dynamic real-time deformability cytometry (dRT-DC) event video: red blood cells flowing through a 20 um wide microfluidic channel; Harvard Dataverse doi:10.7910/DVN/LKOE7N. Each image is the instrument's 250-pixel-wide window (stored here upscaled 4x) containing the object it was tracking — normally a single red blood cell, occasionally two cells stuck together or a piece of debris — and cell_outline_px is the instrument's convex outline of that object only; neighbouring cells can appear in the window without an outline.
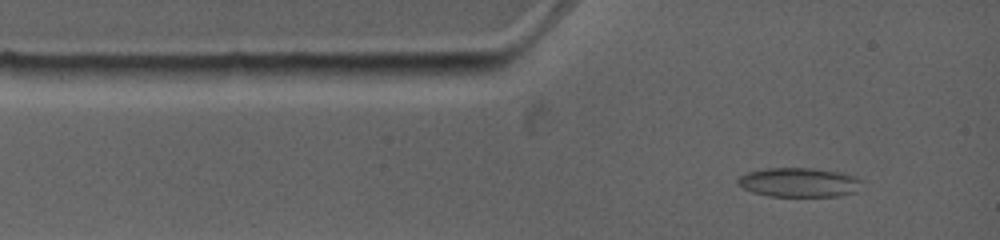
{"species": "common noctule bat (a hibernating species)", "species_latin": "Nyctalus noctula", "temperature_condition": "warm", "stored_images_in_passage": 5, "camera_frame_rate_fps": 4500, "um_per_image_px": 0.085, "animal": {"sex": "female", "body_mass_g": 19.0, "forearm_length_mm": 53.3}, "frame": {"image": 1, "passage_image": 2, "time_ms": 0.667, "image_size_px": [1000, 240], "cell_outline_px": [[860, 180], [856, 192], [840, 196], [768, 196], [752, 192], [736, 184], [736, 180], [740, 176], [748, 172], [768, 168], [812, 168], [836, 172], [852, 176]], "centroid_in_image_um": [67.84, 15.51], "position_along_channel_um": 17.2, "area_um2": 20.87}}
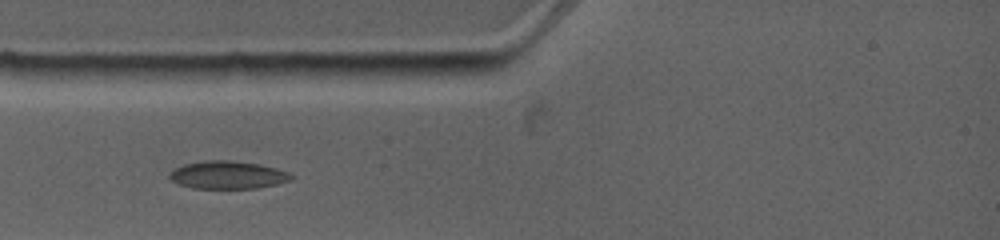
{"frame": {"image": 2, "passage_image": 4, "time_ms": 2.444, "image_size_px": [1000, 240], "cell_outline_px": [[296, 176], [292, 180], [276, 184], [256, 188], [192, 188], [180, 184], [172, 180], [168, 176], [176, 168], [184, 164], [204, 160], [232, 160], [260, 164], [276, 168], [288, 172]], "centroid_in_image_um": [19.4, 14.86], "position_along_channel_um": 65.6, "area_um2": 19.71}}